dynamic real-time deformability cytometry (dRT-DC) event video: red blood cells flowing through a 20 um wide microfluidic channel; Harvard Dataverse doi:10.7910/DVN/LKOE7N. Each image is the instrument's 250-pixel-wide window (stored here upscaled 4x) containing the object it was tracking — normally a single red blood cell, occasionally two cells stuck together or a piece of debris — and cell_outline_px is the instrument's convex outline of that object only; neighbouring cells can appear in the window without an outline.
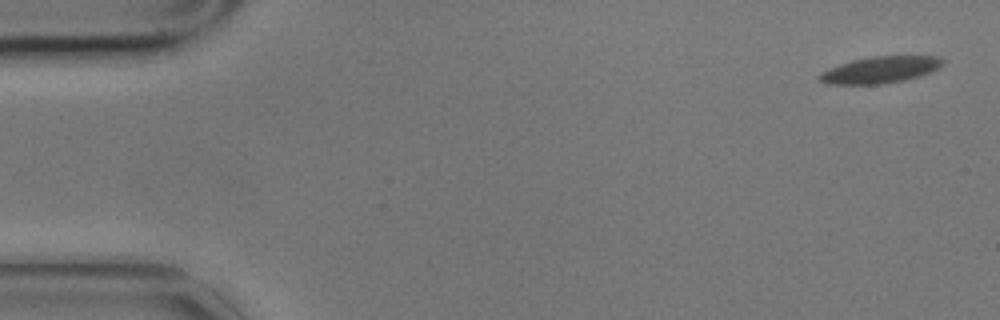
{"species": "common noctule bat (a hibernating species)", "species_latin": "Nyctalus noctula", "temperature_condition": "cold", "stored_images_in_passage": 5, "camera_frame_rate_fps": 3000, "um_per_image_px": 0.085, "animal": {"sex": "male", "body_mass_g": 17.9}, "frame": {"image": 1, "passage_image": 1, "time_ms": 0.0, "image_size_px": [1000, 320], "cell_outline_px": [[944, 64], [940, 68], [904, 80], [884, 84], [828, 84], [816, 80], [816, 76], [840, 64], [852, 60], [872, 56], [940, 56], [944, 60]], "centroid_in_image_um": [74.82, 5.93], "position_along_channel_um": 10.2, "area_um2": 19.02}}